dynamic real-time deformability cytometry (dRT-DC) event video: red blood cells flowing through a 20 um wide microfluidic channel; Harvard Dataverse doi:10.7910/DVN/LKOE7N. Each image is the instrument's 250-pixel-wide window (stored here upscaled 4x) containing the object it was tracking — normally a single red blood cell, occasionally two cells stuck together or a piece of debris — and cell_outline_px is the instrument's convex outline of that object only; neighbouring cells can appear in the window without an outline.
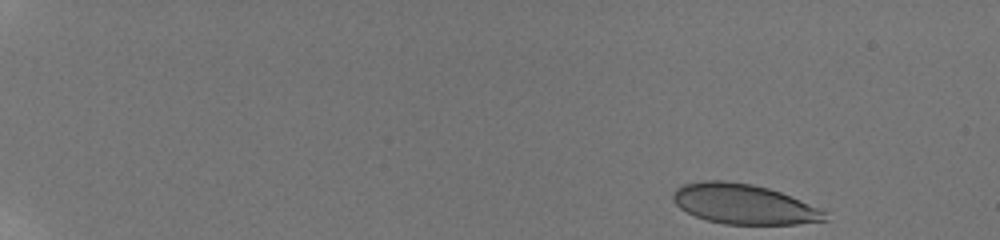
{"species": "human", "species_latin": "Homo sapiens", "temperature_condition": "room temperature", "stored_images_in_passage": 13, "camera_frame_rate_fps": 3000, "um_per_image_px": 0.085, "donor": {"sex": "male"}, "frame": {"image": 1, "passage_image": 1, "time_ms": 0.0, "image_size_px": [1000, 240], "cell_outline_px": [[828, 220], [796, 224], [724, 224], [708, 220], [696, 216], [680, 208], [672, 200], [672, 192], [676, 188], [684, 184], [704, 180], [724, 180], [752, 184], [768, 188], [780, 192], [820, 208], [824, 212]], "centroid_in_image_um": [63.19, 17.34], "position_along_channel_um": 21.8, "area_um2": 35.26}}
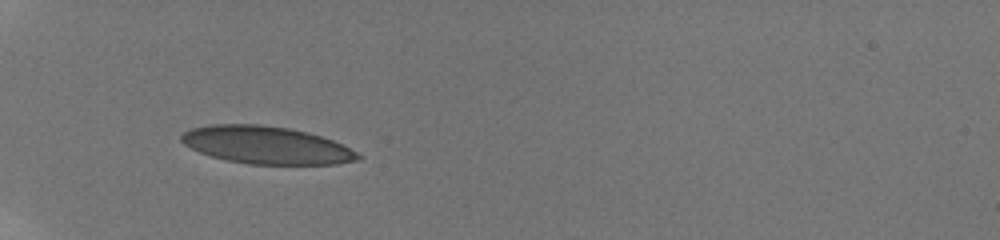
{"frame": {"image": 2, "passage_image": 10, "time_ms": 3.0, "image_size_px": [1000, 240], "cell_outline_px": [[364, 156], [356, 160], [336, 164], [248, 164], [228, 160], [212, 156], [200, 152], [184, 144], [180, 140], [180, 136], [184, 132], [192, 128], [212, 124], [260, 124], [288, 128], [308, 132], [332, 140]], "centroid_in_image_um": [22.62, 12.33], "position_along_channel_um": 62.4, "area_um2": 38.38}}